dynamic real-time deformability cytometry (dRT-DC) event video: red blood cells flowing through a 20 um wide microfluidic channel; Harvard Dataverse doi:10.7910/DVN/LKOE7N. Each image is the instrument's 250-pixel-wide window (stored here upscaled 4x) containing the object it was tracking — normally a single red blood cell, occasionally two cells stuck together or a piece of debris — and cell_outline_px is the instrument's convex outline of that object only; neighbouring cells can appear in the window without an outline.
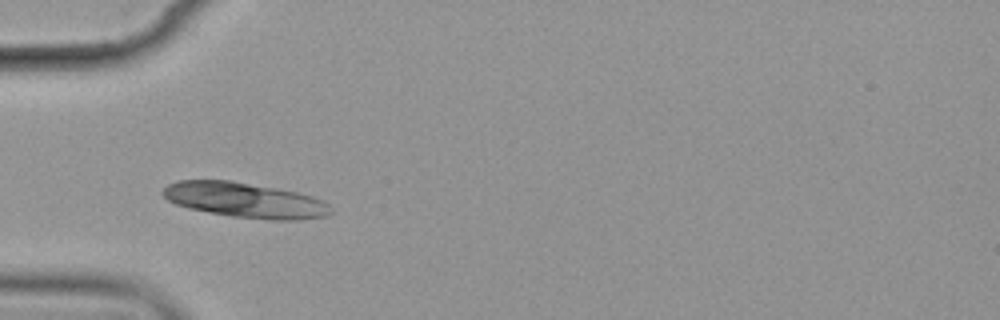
{"species": "common noctule bat (a hibernating species)", "species_latin": "Nyctalus noctula", "temperature_condition": "cold", "stored_images_in_passage": 6, "camera_frame_rate_fps": 3000, "um_per_image_px": 0.085, "animal": {"sex": "female", "body_mass_g": 19.9}, "frame": {"image": 1, "passage_image": 5, "time_ms": 4.667, "image_size_px": [1000, 320], "cell_outline_px": [[332, 212], [328, 216], [300, 220], [272, 220], [232, 216], [208, 212], [188, 208], [176, 204], [168, 200], [160, 192], [168, 184], [176, 180], [232, 180], [276, 188], [296, 192], [312, 196], [324, 200], [328, 204]], "centroid_in_image_um": [20.83, 17.01], "position_along_channel_um": 64.2, "area_um2": 34.51}}
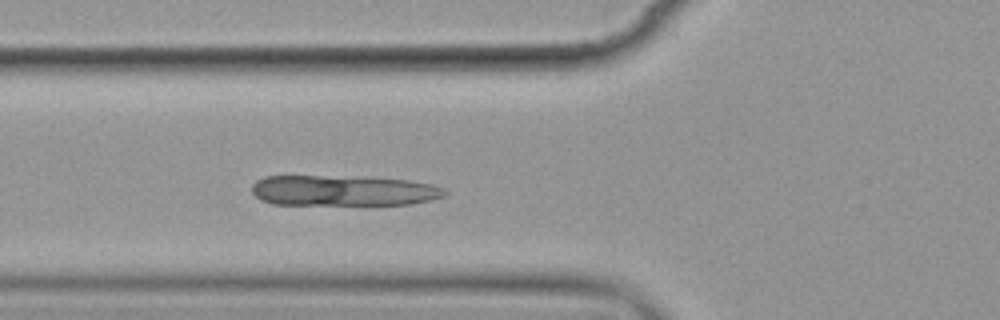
{"frame": {"image": 2, "passage_image": 6, "time_ms": 5.667, "image_size_px": [1000, 320], "cell_outline_px": [[448, 192], [444, 196], [428, 200], [408, 204], [272, 204], [260, 200], [252, 192], [252, 184], [256, 180], [264, 176], [320, 176], [408, 180], [432, 184], [444, 188]], "centroid_in_image_um": [29.13, 16.2], "position_along_channel_um": 96.7, "area_um2": 33.87}}